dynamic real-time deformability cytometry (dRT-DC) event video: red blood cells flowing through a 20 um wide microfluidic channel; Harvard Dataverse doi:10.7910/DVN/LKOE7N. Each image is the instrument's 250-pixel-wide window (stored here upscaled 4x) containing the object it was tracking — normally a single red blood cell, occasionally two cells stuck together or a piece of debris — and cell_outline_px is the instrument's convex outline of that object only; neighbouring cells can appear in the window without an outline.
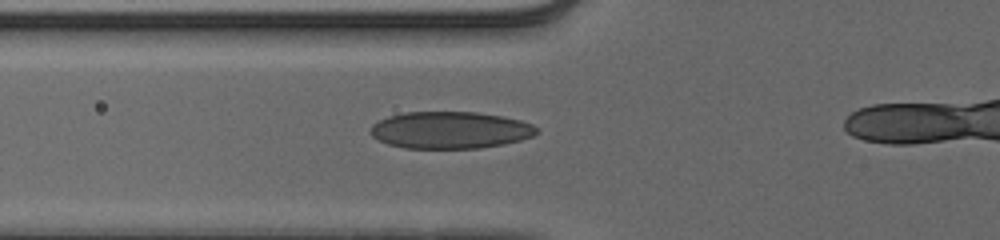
{"species": "human", "species_latin": "Homo sapiens", "temperature_condition": "cold", "stored_images_in_passage": 40, "camera_frame_rate_fps": 3000, "um_per_image_px": 0.085, "donor": {"sex": "male"}, "frame": {"image": 1, "passage_image": 13, "time_ms": 4.0, "image_size_px": [1000, 240], "cell_outline_px": [[540, 132], [532, 136], [520, 140], [504, 144], [480, 148], [404, 148], [388, 144], [372, 136], [368, 132], [372, 124], [388, 116], [404, 112], [476, 112], [500, 116], [520, 120], [532, 124], [540, 128]], "centroid_in_image_um": [38.27, 11.06], "position_along_channel_um": 87.5, "area_um2": 35.95}}
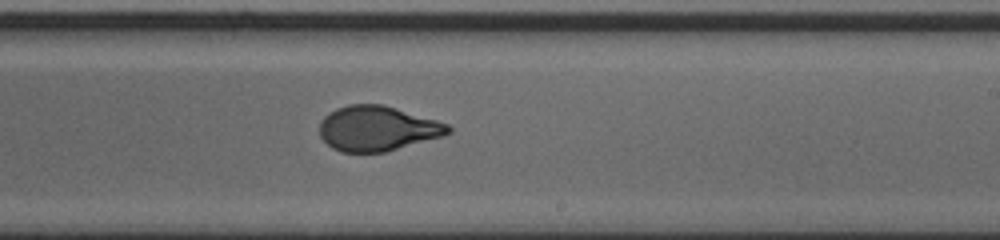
{"frame": {"image": 2, "passage_image": 26, "time_ms": 8.333, "image_size_px": [1000, 240], "cell_outline_px": [[452, 132], [444, 136], [384, 152], [340, 152], [332, 148], [320, 136], [320, 120], [328, 112], [336, 108], [348, 104], [384, 104], [436, 120], [448, 124], [452, 128]], "centroid_in_image_um": [32.07, 10.91], "position_along_channel_um": 256.9, "area_um2": 33.87}}
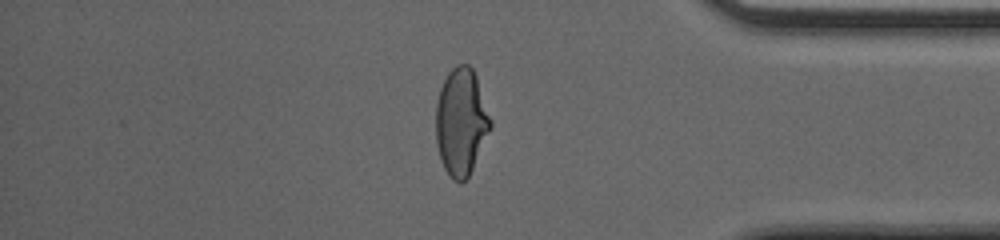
{"frame": {"image": 3, "passage_image": 38, "time_ms": 12.333, "image_size_px": [1000, 240], "cell_outline_px": [[492, 128], [468, 176], [460, 184], [452, 180], [444, 168], [436, 144], [436, 104], [440, 88], [448, 72], [456, 64], [468, 64], [472, 68], [476, 76], [492, 120]], "centroid_in_image_um": [39.2, 10.35], "position_along_channel_um": 396.0, "area_um2": 34.16}}